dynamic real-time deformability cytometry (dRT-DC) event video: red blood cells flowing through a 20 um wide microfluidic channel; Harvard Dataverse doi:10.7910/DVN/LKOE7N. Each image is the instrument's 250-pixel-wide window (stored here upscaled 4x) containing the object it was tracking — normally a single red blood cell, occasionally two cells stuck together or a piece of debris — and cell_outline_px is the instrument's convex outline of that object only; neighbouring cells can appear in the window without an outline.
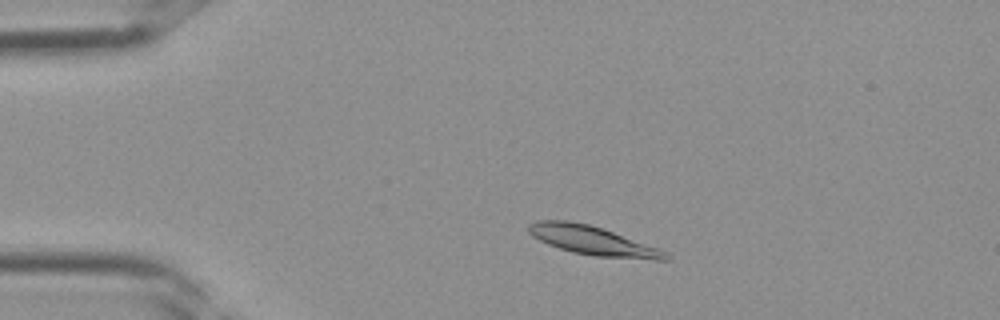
{"species": "Egyptian fruit bat (a non-hibernating species)", "species_latin": "Rousettus aegyptiacus", "temperature_condition": "room temperature", "stored_images_in_passage": 31, "camera_frame_rate_fps": 3000, "um_per_image_px": 0.085, "frame": {"image": 1, "passage_image": 2, "time_ms": 0.333, "image_size_px": [1000, 320], "cell_outline_px": [[672, 256], [668, 260], [656, 260], [596, 256], [572, 252], [548, 244], [532, 236], [528, 232], [528, 224], [536, 220], [568, 220], [588, 224], [612, 232], [656, 248]], "centroid_in_image_um": [50.31, 20.45], "position_along_channel_um": 34.7, "area_um2": 22.66}}
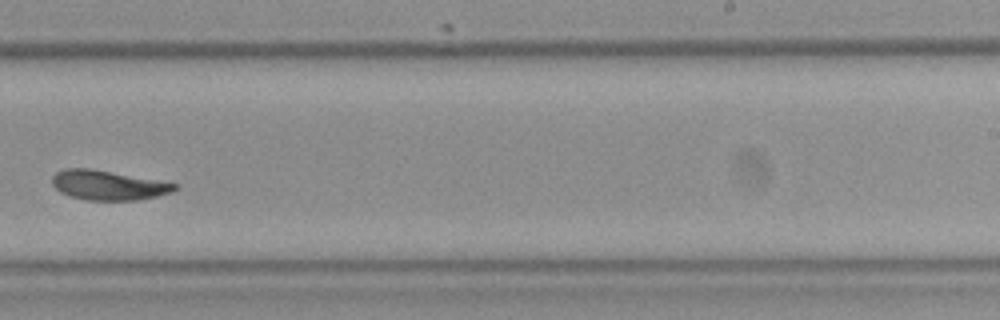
{"frame": {"image": 2, "passage_image": 18, "time_ms": 5.667, "image_size_px": [1000, 320], "cell_outline_px": [[180, 184], [172, 192], [156, 196], [136, 200], [84, 200], [68, 196], [60, 192], [52, 184], [52, 176], [56, 172], [64, 168], [88, 168]], "centroid_in_image_um": [9.15, 15.75], "position_along_channel_um": 279.8, "area_um2": 21.04}}
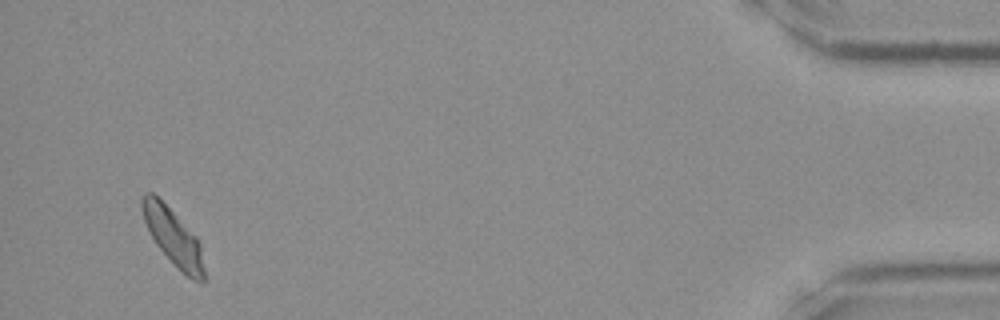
{"frame": {"image": 3, "passage_image": 30, "time_ms": 9.667, "image_size_px": [1000, 320], "cell_outline_px": [[204, 280], [192, 280], [180, 272], [156, 244], [144, 220], [140, 208], [140, 200], [144, 192], [152, 192], [200, 240], [204, 268]], "centroid_in_image_um": [14.71, 20.16], "position_along_channel_um": 420.5, "area_um2": 20.23}}